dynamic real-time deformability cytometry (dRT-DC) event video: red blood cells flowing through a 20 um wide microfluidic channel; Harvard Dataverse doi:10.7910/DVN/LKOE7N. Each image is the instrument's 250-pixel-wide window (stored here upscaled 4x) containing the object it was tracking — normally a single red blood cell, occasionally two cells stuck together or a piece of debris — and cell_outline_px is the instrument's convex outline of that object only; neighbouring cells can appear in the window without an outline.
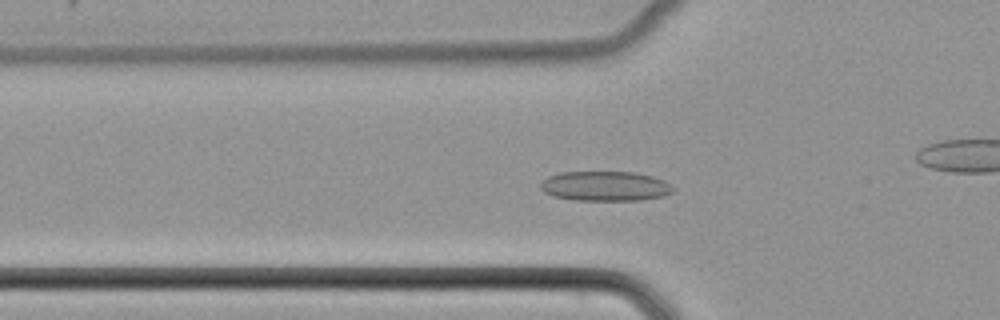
{"species": "common noctule bat (a hibernating species)", "species_latin": "Nyctalus noctula", "temperature_condition": "cold", "stored_images_in_passage": 53, "camera_frame_rate_fps": 3000, "um_per_image_px": 0.085, "animal": {"sex": "female", "body_mass_g": 22.7, "forearm_length_mm": 54.2}, "frame": {"image": 1, "passage_image": 18, "time_ms": 5.667, "image_size_px": [1000, 320], "cell_outline_px": [[672, 192], [664, 196], [640, 200], [576, 200], [552, 196], [544, 192], [540, 188], [540, 184], [548, 176], [560, 172], [632, 172], [652, 176], [664, 180], [672, 188]], "centroid_in_image_um": [51.41, 15.82], "position_along_channel_um": 74.4, "area_um2": 22.89}}
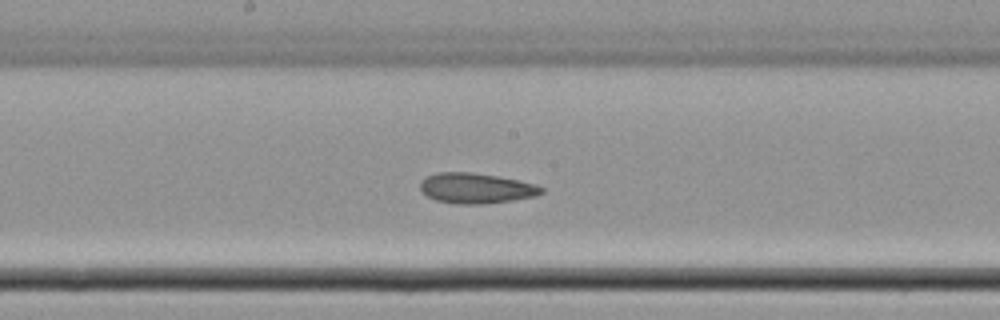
{"frame": {"image": 2, "passage_image": 28, "time_ms": 9.0, "image_size_px": [1000, 320], "cell_outline_px": [[544, 192], [536, 196], [512, 200], [484, 204], [456, 204], [436, 200], [428, 196], [420, 188], [420, 180], [436, 172], [472, 172], [496, 176], [536, 184], [544, 188]], "centroid_in_image_um": [40.47, 16.0], "position_along_channel_um": 207.7, "area_um2": 21.39}}
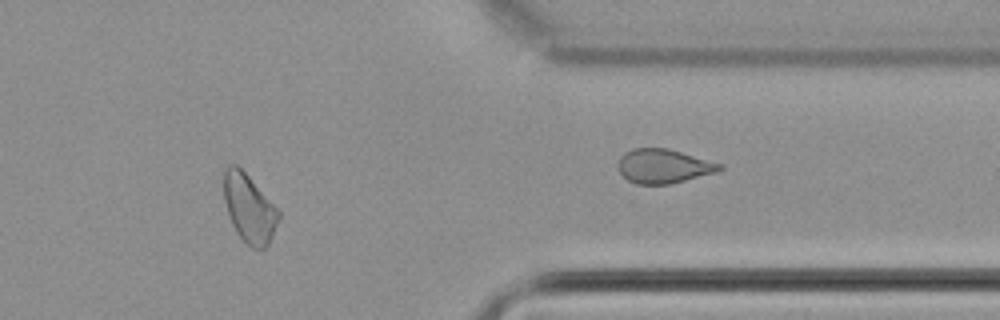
{"frame": {"image": 3, "passage_image": 43, "time_ms": 14.0, "image_size_px": [1000, 320], "cell_outline_px": [[280, 216], [272, 236], [268, 244], [264, 248], [252, 248], [236, 232], [232, 224], [224, 200], [224, 168], [228, 164], [236, 164], [248, 176], [280, 212]], "centroid_in_image_um": [21.16, 17.7], "position_along_channel_um": 390.2, "area_um2": 21.33}}